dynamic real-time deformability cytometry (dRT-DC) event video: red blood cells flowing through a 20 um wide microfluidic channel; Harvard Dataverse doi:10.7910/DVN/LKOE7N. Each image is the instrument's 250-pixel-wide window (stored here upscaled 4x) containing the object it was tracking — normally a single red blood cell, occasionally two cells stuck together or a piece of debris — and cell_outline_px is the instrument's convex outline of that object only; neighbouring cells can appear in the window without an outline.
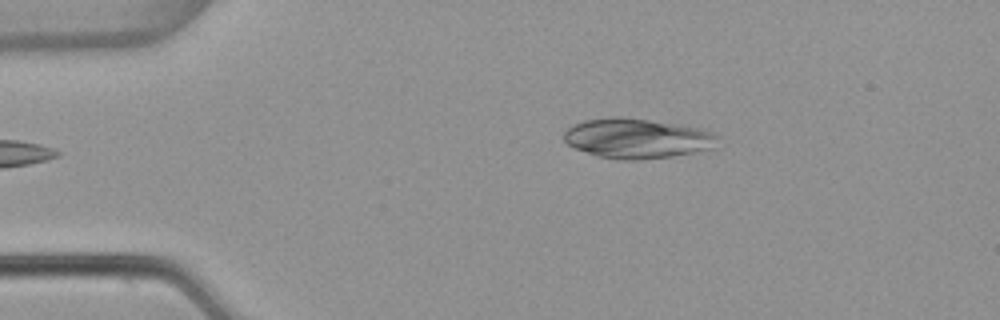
{"species": "common noctule bat (a hibernating species)", "species_latin": "Nyctalus noctula", "temperature_condition": "warm", "stored_images_in_passage": 43, "segment_of_instrument_passage": [1, 2], "camera_frame_rate_fps": 3000, "um_per_image_px": 0.085, "animal": {"sex": "female", "body_mass_g": 22.7, "forearm_length_mm": 54.2}, "frame": {"image": 1, "passage_image": 1, "time_ms": 0.0, "image_size_px": [1000, 320], "cell_outline_px": [[720, 136], [712, 148], [672, 156], [636, 160], [628, 160], [600, 156], [576, 148], [568, 144], [564, 140], [564, 132], [568, 128], [584, 120], [612, 116], [620, 116], [704, 128]], "centroid_in_image_um": [54.17, 11.74], "position_along_channel_um": 30.8, "area_um2": 35.37}}